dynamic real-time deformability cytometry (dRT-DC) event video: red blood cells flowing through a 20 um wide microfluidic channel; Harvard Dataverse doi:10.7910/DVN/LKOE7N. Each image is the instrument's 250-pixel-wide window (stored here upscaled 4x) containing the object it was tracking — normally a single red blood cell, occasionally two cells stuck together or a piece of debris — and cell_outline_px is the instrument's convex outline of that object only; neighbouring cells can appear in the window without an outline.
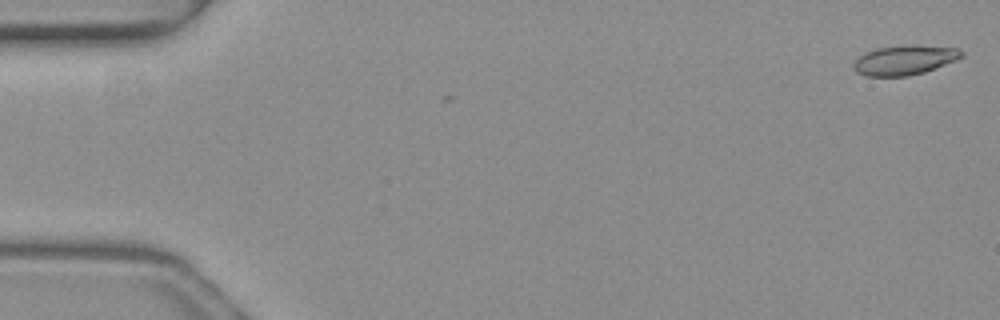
{"species": "common noctule bat (a hibernating species)", "species_latin": "Nyctalus noctula", "temperature_condition": "warm", "stored_images_in_passage": 11, "camera_frame_rate_fps": 3000, "um_per_image_px": 0.085, "animal": {"sex": "female", "body_mass_g": 19.3, "forearm_length_mm": 54.1}, "frame": {"image": 1, "passage_image": 1, "time_ms": 0.0, "image_size_px": [1000, 320], "cell_outline_px": [[964, 56], [956, 60], [924, 72], [908, 76], [864, 76], [856, 72], [852, 64], [864, 52], [876, 48], [916, 44], [956, 48], [964, 52]], "centroid_in_image_um": [76.88, 5.1], "position_along_channel_um": 8.1, "area_um2": 18.73}}